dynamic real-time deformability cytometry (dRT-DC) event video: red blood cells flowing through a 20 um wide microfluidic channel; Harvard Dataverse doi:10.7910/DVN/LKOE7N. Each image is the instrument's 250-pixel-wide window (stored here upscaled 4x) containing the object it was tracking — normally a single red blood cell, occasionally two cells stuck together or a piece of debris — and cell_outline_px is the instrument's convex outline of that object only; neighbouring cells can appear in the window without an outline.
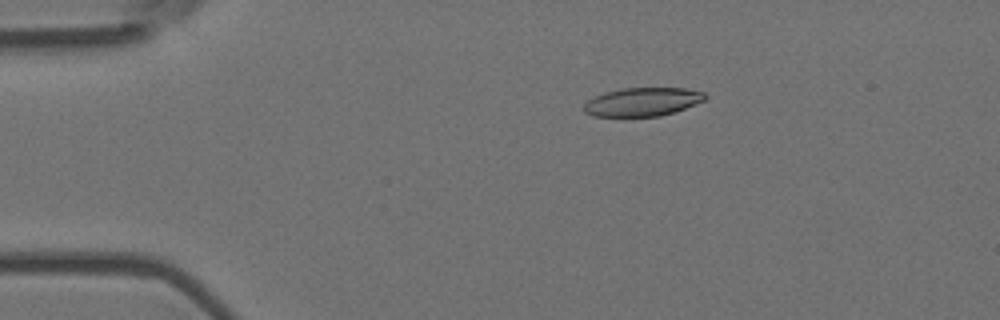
{"species": "Egyptian fruit bat (a non-hibernating species)", "species_latin": "Rousettus aegyptiacus", "temperature_condition": "room temperature", "stored_images_in_passage": 7, "camera_frame_rate_fps": 3000, "um_per_image_px": 0.085, "animal": {"sex": "female"}, "frame": {"image": 1, "passage_image": 3, "time_ms": 0.667, "image_size_px": [1000, 320], "cell_outline_px": [[708, 96], [704, 100], [684, 108], [660, 116], [592, 116], [584, 112], [584, 104], [588, 100], [604, 92], [624, 88], [684, 88], [704, 92]], "centroid_in_image_um": [54.6, 8.65], "position_along_channel_um": 30.4, "area_um2": 19.94}}
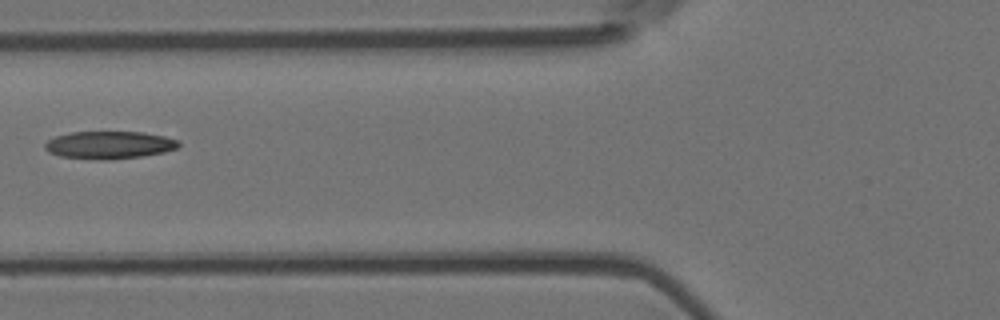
{"frame": {"image": 2, "passage_image": 6, "time_ms": 1.667, "image_size_px": [1000, 320], "cell_outline_px": [[180, 144], [176, 148], [164, 152], [140, 156], [108, 160], [104, 160], [60, 156], [48, 152], [44, 148], [44, 144], [48, 140], [56, 136], [72, 132], [144, 132], [164, 136], [176, 140]], "centroid_in_image_um": [9.26, 12.32], "position_along_channel_um": 116.5, "area_um2": 21.33}}
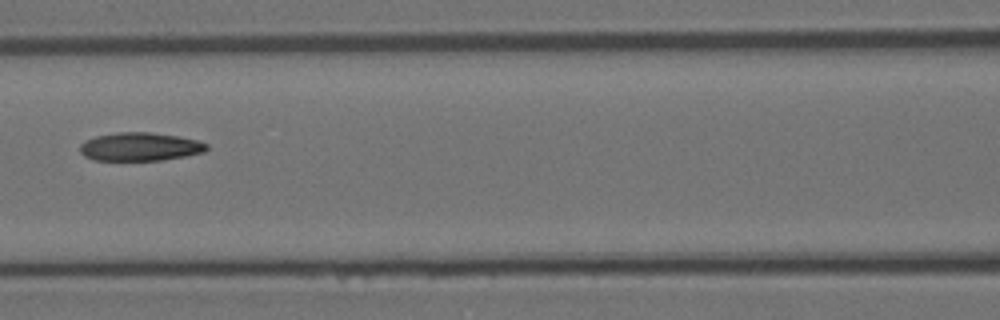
{"frame": {"image": 3, "passage_image": 7, "time_ms": 2.0, "image_size_px": [1000, 320], "cell_outline_px": [[208, 148], [204, 152], [184, 156], [160, 160], [92, 160], [84, 156], [80, 152], [80, 144], [84, 140], [96, 136], [116, 132], [152, 132], [176, 136], [196, 140], [208, 144]], "centroid_in_image_um": [11.86, 12.47], "position_along_channel_um": 154.7, "area_um2": 20.92}}